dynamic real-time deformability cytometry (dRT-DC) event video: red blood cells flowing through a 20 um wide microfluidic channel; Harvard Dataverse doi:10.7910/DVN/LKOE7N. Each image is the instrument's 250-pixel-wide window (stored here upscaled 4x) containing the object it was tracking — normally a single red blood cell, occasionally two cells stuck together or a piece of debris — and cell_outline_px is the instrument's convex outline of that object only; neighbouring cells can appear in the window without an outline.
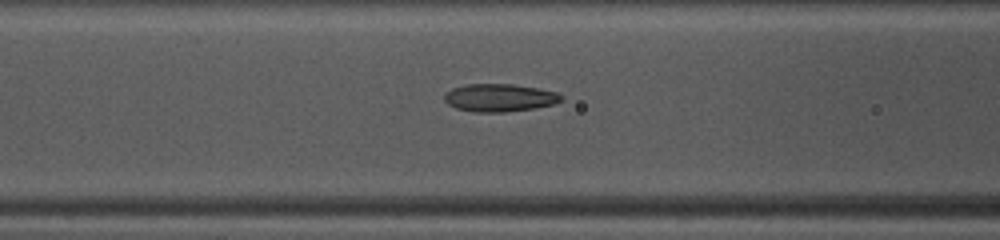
{"species": "common noctule bat (a hibernating species)", "species_latin": "Nyctalus noctula", "temperature_condition": "warm", "stored_images_in_passage": 47, "camera_frame_rate_fps": 3000, "um_per_image_px": 0.085, "animal": {"sex": "female", "body_mass_g": 10.0, "forearm_length_mm": 53.1}, "frame": {"image": 1, "passage_image": 17, "time_ms": 5.333, "image_size_px": [1000, 240], "cell_outline_px": [[564, 100], [552, 104], [532, 108], [504, 112], [472, 112], [456, 108], [448, 104], [444, 100], [444, 96], [452, 88], [468, 84], [512, 84], [536, 88], [556, 92], [564, 96]], "centroid_in_image_um": [42.46, 8.31], "position_along_channel_um": 124.1, "area_um2": 18.79}}
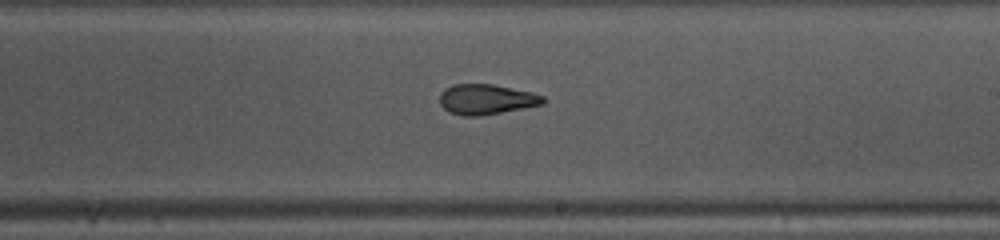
{"frame": {"image": 2, "passage_image": 26, "time_ms": 8.333, "image_size_px": [1000, 240], "cell_outline_px": [[548, 100], [544, 104], [480, 116], [464, 116], [448, 112], [440, 104], [440, 92], [444, 88], [452, 84], [492, 84], [532, 92], [544, 96]], "centroid_in_image_um": [41.34, 8.44], "position_along_channel_um": 247.7, "area_um2": 18.38}}
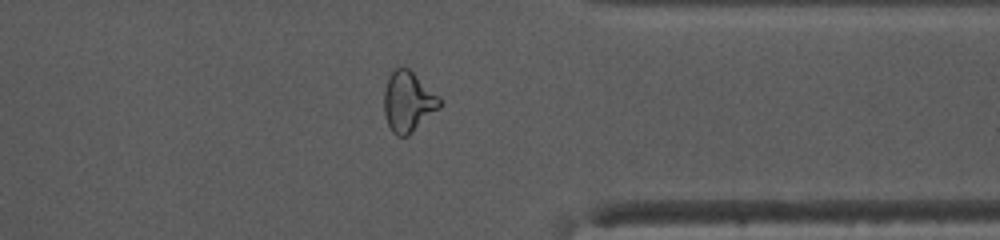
{"frame": {"image": 3, "passage_image": 36, "time_ms": 11.667, "image_size_px": [1000, 240], "cell_outline_px": [[440, 108], [408, 136], [396, 136], [392, 132], [388, 124], [384, 112], [384, 88], [388, 76], [400, 64], [404, 64], [440, 96]], "centroid_in_image_um": [34.68, 8.61], "position_along_channel_um": 376.7, "area_um2": 19.88}, "authors_computed_cell_mechanics": {"area_um2": 19.4208, "velocity_mm_per_s": 4.1103, "shape_relaxation_time_tau1_ms": 8.4556, "shape_relaxation_time_tau2_ms": 1.9476, "deformation_change_tau1": 0.209, "deformation_change_tau2": 0.1038}}